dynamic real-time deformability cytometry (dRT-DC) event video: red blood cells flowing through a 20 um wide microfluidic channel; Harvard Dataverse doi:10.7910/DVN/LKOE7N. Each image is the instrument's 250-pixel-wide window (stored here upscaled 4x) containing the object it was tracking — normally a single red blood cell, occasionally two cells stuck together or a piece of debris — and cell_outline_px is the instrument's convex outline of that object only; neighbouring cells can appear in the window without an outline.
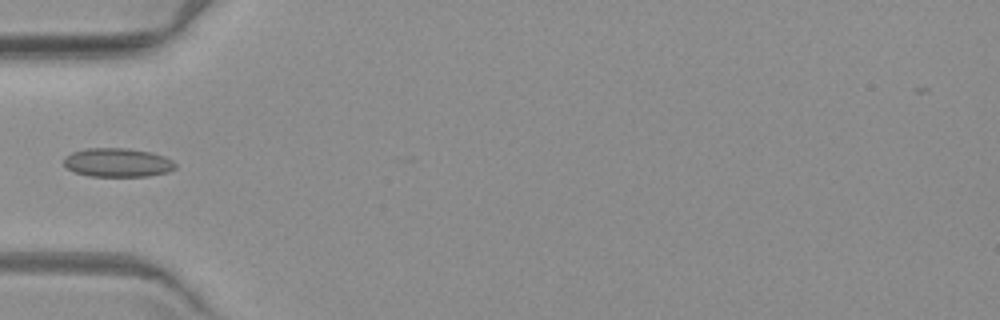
{"species": "common noctule bat (a hibernating species)", "species_latin": "Nyctalus noctula", "temperature_condition": "warm", "stored_images_in_passage": 1, "camera_frame_rate_fps": 3000, "um_per_image_px": 0.085, "animal": {"sex": "female", "body_mass_g": 19.3, "forearm_length_mm": 54.1}, "frame": {"image": 1, "passage_image": 1, "time_ms": 0.0, "image_size_px": [1000, 320], "cell_outline_px": [[176, 168], [168, 172], [148, 176], [88, 176], [76, 172], [68, 168], [64, 164], [64, 156], [72, 152], [88, 148], [128, 148], [148, 152], [164, 156], [172, 160], [176, 164]], "centroid_in_image_um": [10.0, 13.82], "position_along_channel_um": 75.0, "area_um2": 18.67}}